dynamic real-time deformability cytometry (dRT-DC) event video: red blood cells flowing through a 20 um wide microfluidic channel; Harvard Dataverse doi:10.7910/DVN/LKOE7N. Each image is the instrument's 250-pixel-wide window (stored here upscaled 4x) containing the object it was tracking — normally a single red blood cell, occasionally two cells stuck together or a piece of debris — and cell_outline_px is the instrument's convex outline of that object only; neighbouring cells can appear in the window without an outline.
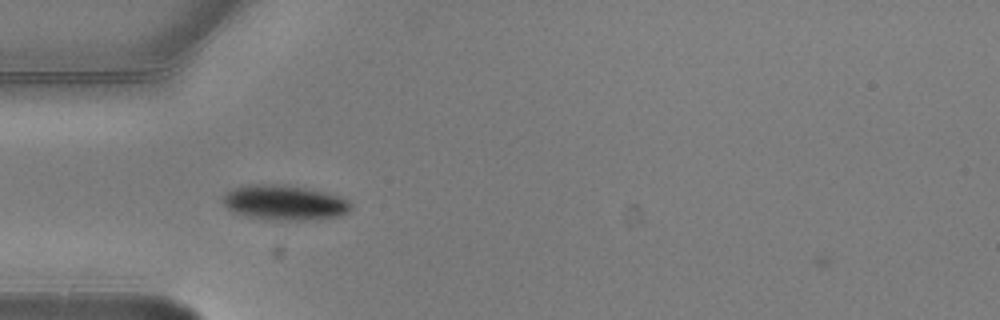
{"species": "common noctule bat (a hibernating species)", "species_latin": "Nyctalus noctula", "temperature_condition": "warm", "stored_images_in_passage": 1, "camera_frame_rate_fps": 3000, "um_per_image_px": 0.085, "animal": {"sex": "male", "body_mass_g": 20.5, "forearm_length_mm": 52.5}, "frame": {"image": 1, "passage_image": 1, "time_ms": 0.0, "image_size_px": [1000, 320], "cell_outline_px": [[352, 208], [348, 212], [340, 216], [304, 220], [280, 220], [248, 216], [232, 212], [220, 200], [224, 192], [232, 188], [248, 184], [288, 184], [328, 192], [340, 196], [348, 200], [352, 204]], "centroid_in_image_um": [24.17, 17.19], "position_along_channel_um": 60.8, "area_um2": 26.53}}